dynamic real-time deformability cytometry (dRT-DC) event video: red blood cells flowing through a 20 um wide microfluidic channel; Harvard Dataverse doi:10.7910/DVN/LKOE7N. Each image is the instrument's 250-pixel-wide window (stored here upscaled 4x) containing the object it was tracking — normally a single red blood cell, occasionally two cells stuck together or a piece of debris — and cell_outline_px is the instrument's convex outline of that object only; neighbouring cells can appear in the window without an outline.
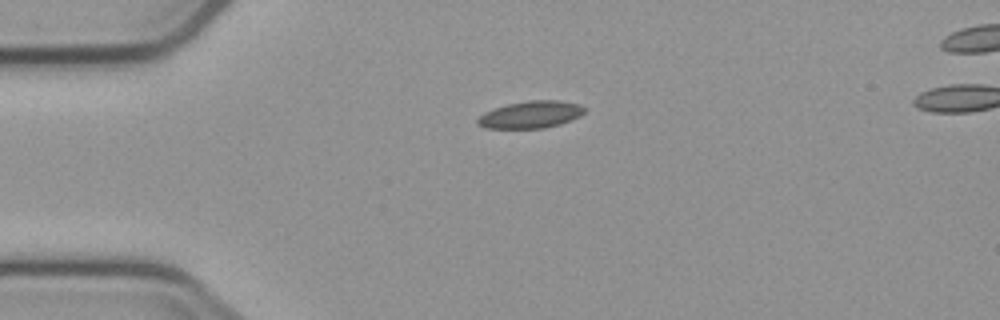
{"species": "common noctule bat (a hibernating species)", "species_latin": "Nyctalus noctula", "temperature_condition": "cold", "stored_images_in_passage": 6, "camera_frame_rate_fps": 3000, "um_per_image_px": 0.085, "animal": {"sex": "male", "body_mass_g": 23.1, "forearm_length_mm": 52.7}, "frame": {"image": 1, "passage_image": 1, "time_ms": 0.0, "image_size_px": [1000, 320], "cell_outline_px": [[584, 112], [580, 116], [572, 120], [560, 124], [544, 128], [484, 128], [476, 124], [476, 120], [484, 112], [508, 104], [528, 100], [560, 100], [580, 104], [584, 108]], "centroid_in_image_um": [45.11, 9.74], "position_along_channel_um": 39.9, "area_um2": 16.94}}
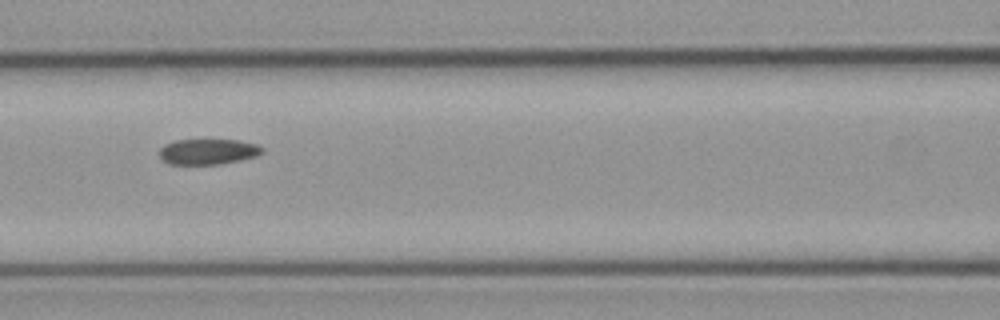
{"frame": {"image": 2, "passage_image": 4, "time_ms": 3.667, "image_size_px": [1000, 320], "cell_outline_px": [[264, 152], [256, 156], [240, 160], [220, 164], [168, 164], [160, 156], [160, 148], [164, 144], [176, 140], [240, 140], [256, 144], [264, 148]], "centroid_in_image_um": [17.7, 12.88], "position_along_channel_um": 148.9, "area_um2": 15.32}}
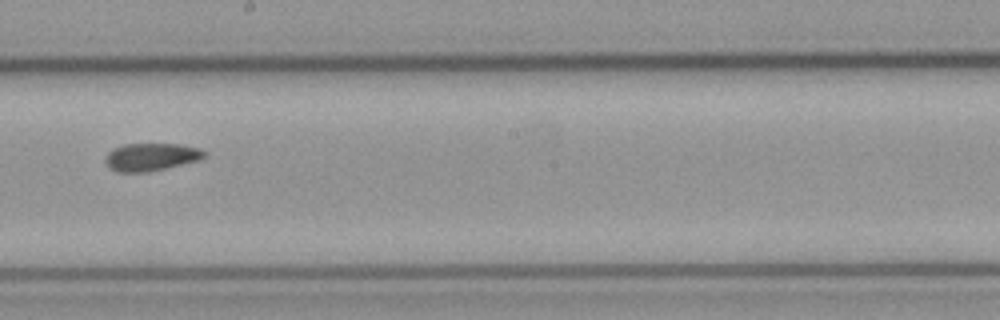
{"frame": {"image": 3, "passage_image": 6, "time_ms": 6.0, "image_size_px": [1000, 320], "cell_outline_px": [[208, 156], [200, 160], [148, 172], [116, 172], [104, 160], [108, 152], [112, 148], [124, 144], [180, 144], [200, 148], [208, 152]], "centroid_in_image_um": [12.89, 13.33], "position_along_channel_um": 235.3, "area_um2": 16.13}}